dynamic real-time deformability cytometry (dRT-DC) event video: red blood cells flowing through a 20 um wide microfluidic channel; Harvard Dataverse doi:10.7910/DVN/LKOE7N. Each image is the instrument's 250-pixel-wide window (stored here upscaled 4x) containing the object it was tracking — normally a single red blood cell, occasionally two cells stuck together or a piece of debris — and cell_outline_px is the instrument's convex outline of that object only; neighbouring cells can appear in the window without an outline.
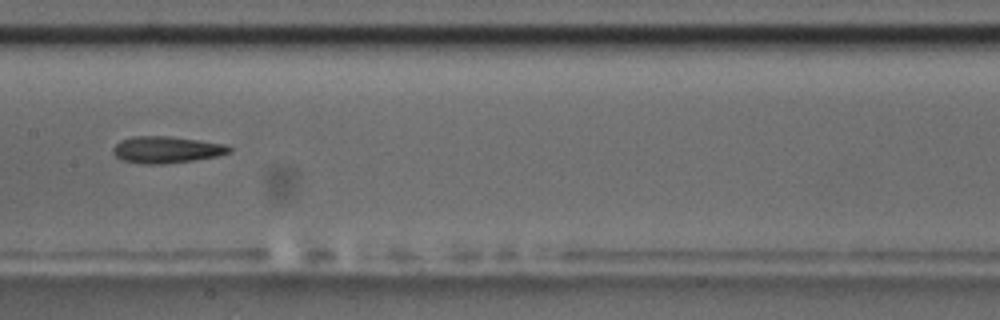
{"species": "common noctule bat (a hibernating species)", "species_latin": "Nyctalus noctula", "temperature_condition": "room temperature", "stored_images_in_passage": 14, "camera_frame_rate_fps": 3000, "um_per_image_px": 0.085, "animal": {"sex": "male", "body_mass_g": 17.5, "forearm_length_mm": 52.3}, "frame": {"image": 1, "passage_image": 7, "time_ms": 2.0, "image_size_px": [1000, 320], "cell_outline_px": [[232, 152], [216, 156], [192, 160], [164, 164], [148, 164], [124, 160], [116, 156], [112, 152], [112, 148], [120, 140], [132, 136], [168, 136], [200, 140], [228, 144], [232, 148]], "centroid_in_image_um": [14.18, 12.71], "position_along_channel_um": 193.2, "area_um2": 18.09}}